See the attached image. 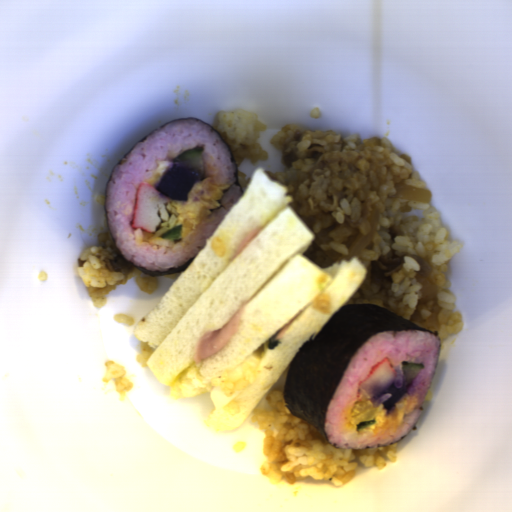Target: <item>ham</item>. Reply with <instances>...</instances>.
I'll use <instances>...</instances> for the list:
<instances>
[{
  "mask_svg": "<svg viewBox=\"0 0 512 512\" xmlns=\"http://www.w3.org/2000/svg\"><path fill=\"white\" fill-rule=\"evenodd\" d=\"M244 309V305H241L220 329L205 331L198 338L192 354L194 363L203 361L229 344L240 328Z\"/></svg>",
  "mask_w": 512,
  "mask_h": 512,
  "instance_id": "obj_1",
  "label": "ham"
}]
</instances>
